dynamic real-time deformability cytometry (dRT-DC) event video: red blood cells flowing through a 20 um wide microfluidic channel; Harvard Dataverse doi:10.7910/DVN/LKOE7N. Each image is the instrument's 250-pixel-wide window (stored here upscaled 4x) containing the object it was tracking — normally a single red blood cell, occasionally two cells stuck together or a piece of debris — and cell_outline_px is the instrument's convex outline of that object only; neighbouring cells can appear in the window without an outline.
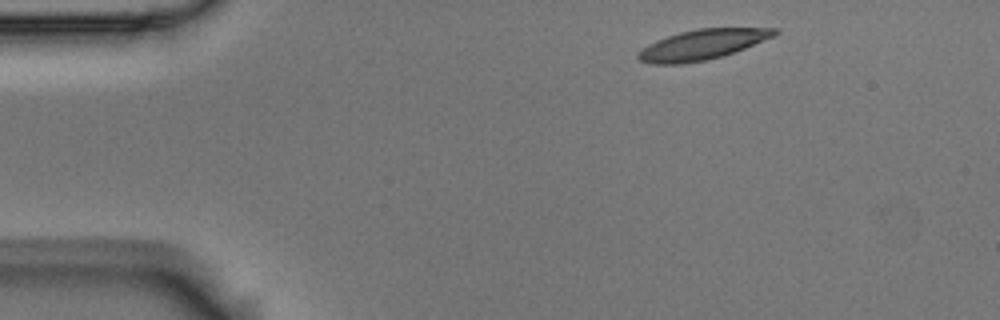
{"species": "Egyptian fruit bat (a non-hibernating species)", "species_latin": "Rousettus aegyptiacus", "temperature_condition": "room temperature", "stored_images_in_passage": 4, "camera_frame_rate_fps": 3000, "um_per_image_px": 0.085, "animal": {"sex": "male"}, "frame": {"image": 1, "passage_image": 1, "time_ms": 0.0, "image_size_px": [1000, 320], "cell_outline_px": [[780, 32], [776, 36], [724, 56], [704, 60], [680, 64], [652, 64], [640, 60], [636, 56], [648, 44], [656, 40], [680, 32], [696, 28], [780, 28]], "centroid_in_image_um": [59.75, 3.78], "position_along_channel_um": 25.2, "area_um2": 23.93}}
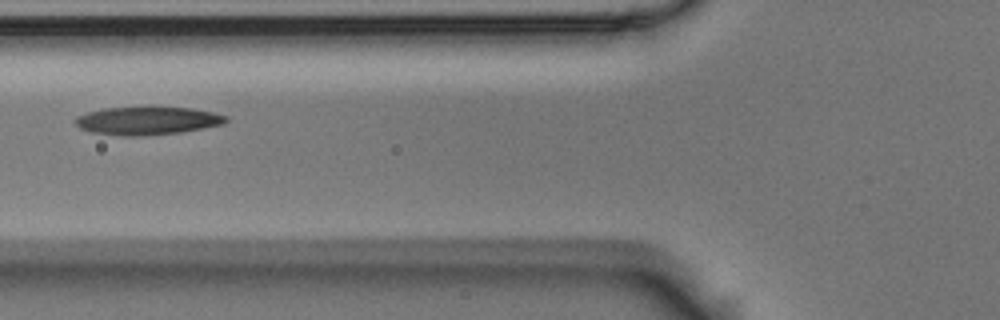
{"frame": {"image": 2, "passage_image": 4, "time_ms": 1.0, "image_size_px": [1000, 320], "cell_outline_px": [[228, 120], [224, 124], [204, 128], [180, 132], [144, 136], [124, 136], [92, 132], [80, 128], [72, 120], [76, 116], [88, 112], [104, 108], [192, 108], [212, 112], [228, 116]], "centroid_in_image_um": [12.52, 10.27], "position_along_channel_um": 113.3, "area_um2": 24.45}}